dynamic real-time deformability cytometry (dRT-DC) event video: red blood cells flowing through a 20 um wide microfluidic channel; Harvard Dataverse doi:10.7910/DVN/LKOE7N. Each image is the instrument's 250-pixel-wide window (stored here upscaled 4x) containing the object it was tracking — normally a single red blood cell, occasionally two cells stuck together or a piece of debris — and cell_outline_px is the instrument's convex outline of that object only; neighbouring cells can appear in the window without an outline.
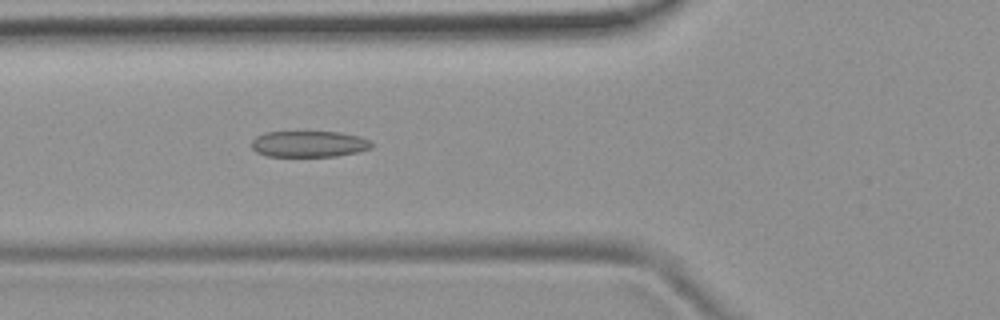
{"species": "common noctule bat (a hibernating species)", "species_latin": "Nyctalus noctula", "temperature_condition": "room temperature", "stored_images_in_passage": 5, "camera_frame_rate_fps": 3000, "um_per_image_px": 0.085, "animal": {"sex": "female", "body_mass_g": 19.9}, "frame": {"image": 1, "passage_image": 5, "time_ms": 5.333, "image_size_px": [1000, 320], "cell_outline_px": [[372, 148], [356, 152], [336, 156], [268, 156], [256, 152], [252, 148], [252, 140], [256, 136], [264, 132], [340, 132], [360, 136], [372, 140]], "centroid_in_image_um": [26.28, 12.23], "position_along_channel_um": 99.5, "area_um2": 18.38}}